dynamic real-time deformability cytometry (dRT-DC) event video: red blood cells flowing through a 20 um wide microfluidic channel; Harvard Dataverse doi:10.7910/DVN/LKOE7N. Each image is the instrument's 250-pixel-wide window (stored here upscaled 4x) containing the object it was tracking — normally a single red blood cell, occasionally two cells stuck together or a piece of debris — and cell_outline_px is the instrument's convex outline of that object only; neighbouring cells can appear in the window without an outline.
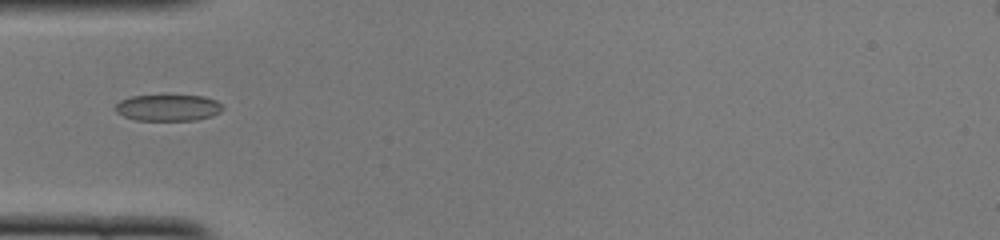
{"species": "common noctule bat (a hibernating species)", "species_latin": "Nyctalus noctula", "temperature_condition": "cold", "stored_images_in_passage": 35, "camera_frame_rate_fps": 3000, "um_per_image_px": 0.085, "animal": {"sex": "female", "body_mass_g": 22.0, "forearm_length_mm": 56.7}, "frame": {"image": 1, "passage_image": 1, "time_ms": 0.0, "image_size_px": [1000, 240], "cell_outline_px": [[224, 108], [220, 112], [212, 116], [196, 120], [136, 120], [124, 116], [116, 112], [112, 108], [120, 100], [132, 96], [168, 92], [204, 96], [216, 100]], "centroid_in_image_um": [14.27, 9.09], "position_along_channel_um": 70.7, "area_um2": 17.51}}
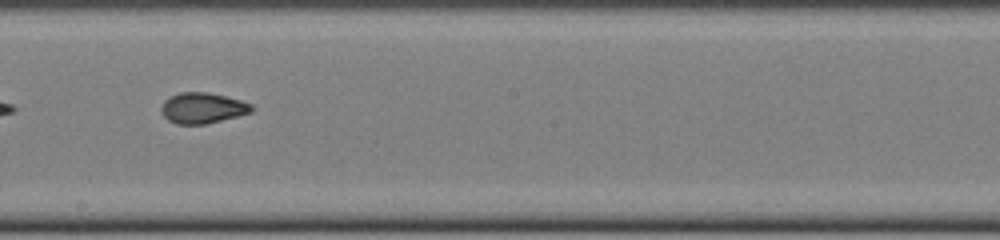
{"frame": {"image": 2, "passage_image": 13, "time_ms": 4.0, "image_size_px": [1000, 240], "cell_outline_px": [[256, 108], [252, 112], [204, 124], [176, 124], [168, 120], [160, 112], [160, 108], [164, 100], [180, 92], [208, 92], [240, 100], [252, 104]], "centroid_in_image_um": [17.21, 9.18], "position_along_channel_um": 231.0, "area_um2": 16.13}}
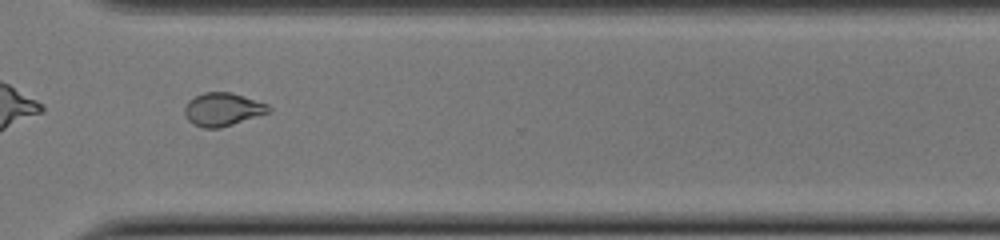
{"frame": {"image": 3, "passage_image": 22, "time_ms": 7.0, "image_size_px": [1000, 240], "cell_outline_px": [[272, 112], [220, 128], [204, 128], [192, 124], [188, 120], [184, 112], [184, 108], [188, 100], [204, 92], [232, 92], [268, 104], [272, 108]], "centroid_in_image_um": [18.95, 9.3], "position_along_channel_um": 351.7, "area_um2": 16.42}}